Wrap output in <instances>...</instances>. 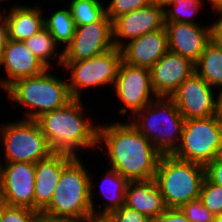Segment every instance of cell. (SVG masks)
<instances>
[{"label":"cell","mask_w":222,"mask_h":222,"mask_svg":"<svg viewBox=\"0 0 222 222\" xmlns=\"http://www.w3.org/2000/svg\"><path fill=\"white\" fill-rule=\"evenodd\" d=\"M117 120L98 124L97 149L109 168L129 181L154 179L162 154L129 120Z\"/></svg>","instance_id":"1"},{"label":"cell","mask_w":222,"mask_h":222,"mask_svg":"<svg viewBox=\"0 0 222 222\" xmlns=\"http://www.w3.org/2000/svg\"><path fill=\"white\" fill-rule=\"evenodd\" d=\"M82 103L83 99L73 98L64 107L35 119L53 152L73 156H80L79 152L84 151L98 152V123Z\"/></svg>","instance_id":"2"},{"label":"cell","mask_w":222,"mask_h":222,"mask_svg":"<svg viewBox=\"0 0 222 222\" xmlns=\"http://www.w3.org/2000/svg\"><path fill=\"white\" fill-rule=\"evenodd\" d=\"M52 68L42 73L15 80L4 93L15 105L23 106L24 119L35 120L41 114L64 107L73 98L68 89L67 76L53 74Z\"/></svg>","instance_id":"3"},{"label":"cell","mask_w":222,"mask_h":222,"mask_svg":"<svg viewBox=\"0 0 222 222\" xmlns=\"http://www.w3.org/2000/svg\"><path fill=\"white\" fill-rule=\"evenodd\" d=\"M80 156H75L62 170L50 204L43 210L48 215L81 222L92 215L90 171Z\"/></svg>","instance_id":"4"},{"label":"cell","mask_w":222,"mask_h":222,"mask_svg":"<svg viewBox=\"0 0 222 222\" xmlns=\"http://www.w3.org/2000/svg\"><path fill=\"white\" fill-rule=\"evenodd\" d=\"M129 121L164 155L178 147L185 119L170 97H157Z\"/></svg>","instance_id":"5"},{"label":"cell","mask_w":222,"mask_h":222,"mask_svg":"<svg viewBox=\"0 0 222 222\" xmlns=\"http://www.w3.org/2000/svg\"><path fill=\"white\" fill-rule=\"evenodd\" d=\"M204 178L205 166L164 154L158 161L154 180L166 207L180 208L199 198Z\"/></svg>","instance_id":"6"},{"label":"cell","mask_w":222,"mask_h":222,"mask_svg":"<svg viewBox=\"0 0 222 222\" xmlns=\"http://www.w3.org/2000/svg\"><path fill=\"white\" fill-rule=\"evenodd\" d=\"M0 148V163H37L54 153L36 120L23 118L0 123Z\"/></svg>","instance_id":"7"},{"label":"cell","mask_w":222,"mask_h":222,"mask_svg":"<svg viewBox=\"0 0 222 222\" xmlns=\"http://www.w3.org/2000/svg\"><path fill=\"white\" fill-rule=\"evenodd\" d=\"M122 51L112 48L109 51L80 61H63L62 69L71 74L67 77L68 89L72 98L82 99L84 90L112 86L116 81Z\"/></svg>","instance_id":"8"},{"label":"cell","mask_w":222,"mask_h":222,"mask_svg":"<svg viewBox=\"0 0 222 222\" xmlns=\"http://www.w3.org/2000/svg\"><path fill=\"white\" fill-rule=\"evenodd\" d=\"M221 139L222 123L216 116L185 119L180 143L172 155L206 166L215 159Z\"/></svg>","instance_id":"9"},{"label":"cell","mask_w":222,"mask_h":222,"mask_svg":"<svg viewBox=\"0 0 222 222\" xmlns=\"http://www.w3.org/2000/svg\"><path fill=\"white\" fill-rule=\"evenodd\" d=\"M112 90L122 105L119 108L120 115H127L128 119L157 98L151 83L150 69L129 65L123 60Z\"/></svg>","instance_id":"10"},{"label":"cell","mask_w":222,"mask_h":222,"mask_svg":"<svg viewBox=\"0 0 222 222\" xmlns=\"http://www.w3.org/2000/svg\"><path fill=\"white\" fill-rule=\"evenodd\" d=\"M35 163H0V202L34 210Z\"/></svg>","instance_id":"11"},{"label":"cell","mask_w":222,"mask_h":222,"mask_svg":"<svg viewBox=\"0 0 222 222\" xmlns=\"http://www.w3.org/2000/svg\"><path fill=\"white\" fill-rule=\"evenodd\" d=\"M112 48V20L105 14L99 21L75 28L71 43L63 51V61L88 59Z\"/></svg>","instance_id":"12"},{"label":"cell","mask_w":222,"mask_h":222,"mask_svg":"<svg viewBox=\"0 0 222 222\" xmlns=\"http://www.w3.org/2000/svg\"><path fill=\"white\" fill-rule=\"evenodd\" d=\"M217 89L195 72L171 95L184 119L207 118L216 115Z\"/></svg>","instance_id":"13"},{"label":"cell","mask_w":222,"mask_h":222,"mask_svg":"<svg viewBox=\"0 0 222 222\" xmlns=\"http://www.w3.org/2000/svg\"><path fill=\"white\" fill-rule=\"evenodd\" d=\"M164 27V8L153 1L112 21L114 47L121 49L129 41Z\"/></svg>","instance_id":"14"},{"label":"cell","mask_w":222,"mask_h":222,"mask_svg":"<svg viewBox=\"0 0 222 222\" xmlns=\"http://www.w3.org/2000/svg\"><path fill=\"white\" fill-rule=\"evenodd\" d=\"M168 51L189 59L194 64L212 40V24L165 22Z\"/></svg>","instance_id":"15"},{"label":"cell","mask_w":222,"mask_h":222,"mask_svg":"<svg viewBox=\"0 0 222 222\" xmlns=\"http://www.w3.org/2000/svg\"><path fill=\"white\" fill-rule=\"evenodd\" d=\"M0 70L4 67L7 76H0V89L5 90L15 80L35 76L47 69L22 41L6 39L1 50Z\"/></svg>","instance_id":"16"},{"label":"cell","mask_w":222,"mask_h":222,"mask_svg":"<svg viewBox=\"0 0 222 222\" xmlns=\"http://www.w3.org/2000/svg\"><path fill=\"white\" fill-rule=\"evenodd\" d=\"M195 72L189 59L167 51L150 68L151 83L157 97H171L177 88Z\"/></svg>","instance_id":"17"},{"label":"cell","mask_w":222,"mask_h":222,"mask_svg":"<svg viewBox=\"0 0 222 222\" xmlns=\"http://www.w3.org/2000/svg\"><path fill=\"white\" fill-rule=\"evenodd\" d=\"M121 51L122 60L127 64L150 69L168 51L166 27L129 41Z\"/></svg>","instance_id":"18"},{"label":"cell","mask_w":222,"mask_h":222,"mask_svg":"<svg viewBox=\"0 0 222 222\" xmlns=\"http://www.w3.org/2000/svg\"><path fill=\"white\" fill-rule=\"evenodd\" d=\"M74 157L67 153L54 152L48 158L35 163V211H43L50 204L63 168Z\"/></svg>","instance_id":"19"},{"label":"cell","mask_w":222,"mask_h":222,"mask_svg":"<svg viewBox=\"0 0 222 222\" xmlns=\"http://www.w3.org/2000/svg\"><path fill=\"white\" fill-rule=\"evenodd\" d=\"M106 169L98 185H96L97 182L94 181L95 173L94 175L92 173L90 174V202L93 215H107L120 209L125 204V194L130 181L116 170L111 168ZM94 183L96 186H94ZM96 187H98L97 189L100 188L97 190L100 196L107 200L103 201L100 206L95 204V199L99 195L97 191L95 192ZM95 195L97 196L95 197Z\"/></svg>","instance_id":"20"},{"label":"cell","mask_w":222,"mask_h":222,"mask_svg":"<svg viewBox=\"0 0 222 222\" xmlns=\"http://www.w3.org/2000/svg\"><path fill=\"white\" fill-rule=\"evenodd\" d=\"M42 4L30 6L20 5L18 2L11 5L2 13L7 26V38L24 42L45 27L44 9ZM7 11V12H6Z\"/></svg>","instance_id":"21"},{"label":"cell","mask_w":222,"mask_h":222,"mask_svg":"<svg viewBox=\"0 0 222 222\" xmlns=\"http://www.w3.org/2000/svg\"><path fill=\"white\" fill-rule=\"evenodd\" d=\"M124 205L145 214L151 221L167 209L154 179L130 181L127 186Z\"/></svg>","instance_id":"22"},{"label":"cell","mask_w":222,"mask_h":222,"mask_svg":"<svg viewBox=\"0 0 222 222\" xmlns=\"http://www.w3.org/2000/svg\"><path fill=\"white\" fill-rule=\"evenodd\" d=\"M195 73L211 87L215 89L222 87V44L212 39L206 45L195 63Z\"/></svg>","instance_id":"23"},{"label":"cell","mask_w":222,"mask_h":222,"mask_svg":"<svg viewBox=\"0 0 222 222\" xmlns=\"http://www.w3.org/2000/svg\"><path fill=\"white\" fill-rule=\"evenodd\" d=\"M24 44L47 68H52L54 71V64H56V67L62 68L63 50H59L61 47L55 42V39L45 27L31 38L25 40Z\"/></svg>","instance_id":"24"},{"label":"cell","mask_w":222,"mask_h":222,"mask_svg":"<svg viewBox=\"0 0 222 222\" xmlns=\"http://www.w3.org/2000/svg\"><path fill=\"white\" fill-rule=\"evenodd\" d=\"M61 8V9H60ZM50 12V15L44 17L45 28L51 33L55 42L61 46V50L71 43L75 33L74 20L68 7L64 6Z\"/></svg>","instance_id":"25"},{"label":"cell","mask_w":222,"mask_h":222,"mask_svg":"<svg viewBox=\"0 0 222 222\" xmlns=\"http://www.w3.org/2000/svg\"><path fill=\"white\" fill-rule=\"evenodd\" d=\"M207 0H173L165 5L164 22H183L190 24H203L198 20L194 21L193 16H197L199 10L202 11L205 5L209 6ZM204 6V7H203ZM197 14V15H196ZM198 21V22H197Z\"/></svg>","instance_id":"26"},{"label":"cell","mask_w":222,"mask_h":222,"mask_svg":"<svg viewBox=\"0 0 222 222\" xmlns=\"http://www.w3.org/2000/svg\"><path fill=\"white\" fill-rule=\"evenodd\" d=\"M103 0H67L66 6L69 8L75 27L99 21L105 14V4Z\"/></svg>","instance_id":"27"},{"label":"cell","mask_w":222,"mask_h":222,"mask_svg":"<svg viewBox=\"0 0 222 222\" xmlns=\"http://www.w3.org/2000/svg\"><path fill=\"white\" fill-rule=\"evenodd\" d=\"M199 198L214 216L222 214V186L212 183L206 176L201 186Z\"/></svg>","instance_id":"28"},{"label":"cell","mask_w":222,"mask_h":222,"mask_svg":"<svg viewBox=\"0 0 222 222\" xmlns=\"http://www.w3.org/2000/svg\"><path fill=\"white\" fill-rule=\"evenodd\" d=\"M37 211L18 206H9L0 202L1 222H35Z\"/></svg>","instance_id":"29"},{"label":"cell","mask_w":222,"mask_h":222,"mask_svg":"<svg viewBox=\"0 0 222 222\" xmlns=\"http://www.w3.org/2000/svg\"><path fill=\"white\" fill-rule=\"evenodd\" d=\"M107 2L106 14L113 21L122 14L148 6L153 0H110Z\"/></svg>","instance_id":"30"},{"label":"cell","mask_w":222,"mask_h":222,"mask_svg":"<svg viewBox=\"0 0 222 222\" xmlns=\"http://www.w3.org/2000/svg\"><path fill=\"white\" fill-rule=\"evenodd\" d=\"M190 222H213L214 215L203 205L200 198L191 200L180 207Z\"/></svg>","instance_id":"31"},{"label":"cell","mask_w":222,"mask_h":222,"mask_svg":"<svg viewBox=\"0 0 222 222\" xmlns=\"http://www.w3.org/2000/svg\"><path fill=\"white\" fill-rule=\"evenodd\" d=\"M106 216L112 222H152L145 214L125 205Z\"/></svg>","instance_id":"32"},{"label":"cell","mask_w":222,"mask_h":222,"mask_svg":"<svg viewBox=\"0 0 222 222\" xmlns=\"http://www.w3.org/2000/svg\"><path fill=\"white\" fill-rule=\"evenodd\" d=\"M152 222H190L180 208H167Z\"/></svg>","instance_id":"33"},{"label":"cell","mask_w":222,"mask_h":222,"mask_svg":"<svg viewBox=\"0 0 222 222\" xmlns=\"http://www.w3.org/2000/svg\"><path fill=\"white\" fill-rule=\"evenodd\" d=\"M205 176L217 185L222 186V161H211L205 166Z\"/></svg>","instance_id":"34"},{"label":"cell","mask_w":222,"mask_h":222,"mask_svg":"<svg viewBox=\"0 0 222 222\" xmlns=\"http://www.w3.org/2000/svg\"><path fill=\"white\" fill-rule=\"evenodd\" d=\"M210 13H213L215 18L217 16V19L212 22V39L222 44V5L210 10Z\"/></svg>","instance_id":"35"},{"label":"cell","mask_w":222,"mask_h":222,"mask_svg":"<svg viewBox=\"0 0 222 222\" xmlns=\"http://www.w3.org/2000/svg\"><path fill=\"white\" fill-rule=\"evenodd\" d=\"M35 222H74V221L64 217L51 216L43 211H37Z\"/></svg>","instance_id":"36"},{"label":"cell","mask_w":222,"mask_h":222,"mask_svg":"<svg viewBox=\"0 0 222 222\" xmlns=\"http://www.w3.org/2000/svg\"><path fill=\"white\" fill-rule=\"evenodd\" d=\"M7 39V26L5 19L0 14V51L3 49L5 41Z\"/></svg>","instance_id":"37"},{"label":"cell","mask_w":222,"mask_h":222,"mask_svg":"<svg viewBox=\"0 0 222 222\" xmlns=\"http://www.w3.org/2000/svg\"><path fill=\"white\" fill-rule=\"evenodd\" d=\"M216 118L222 123V87L217 89Z\"/></svg>","instance_id":"38"},{"label":"cell","mask_w":222,"mask_h":222,"mask_svg":"<svg viewBox=\"0 0 222 222\" xmlns=\"http://www.w3.org/2000/svg\"><path fill=\"white\" fill-rule=\"evenodd\" d=\"M81 222H112L106 215H90Z\"/></svg>","instance_id":"39"},{"label":"cell","mask_w":222,"mask_h":222,"mask_svg":"<svg viewBox=\"0 0 222 222\" xmlns=\"http://www.w3.org/2000/svg\"><path fill=\"white\" fill-rule=\"evenodd\" d=\"M207 3L211 5L209 8L212 10L216 7H219L222 5V0H207Z\"/></svg>","instance_id":"40"},{"label":"cell","mask_w":222,"mask_h":222,"mask_svg":"<svg viewBox=\"0 0 222 222\" xmlns=\"http://www.w3.org/2000/svg\"><path fill=\"white\" fill-rule=\"evenodd\" d=\"M213 161H222V139L220 145L218 146L215 159Z\"/></svg>","instance_id":"41"},{"label":"cell","mask_w":222,"mask_h":222,"mask_svg":"<svg viewBox=\"0 0 222 222\" xmlns=\"http://www.w3.org/2000/svg\"><path fill=\"white\" fill-rule=\"evenodd\" d=\"M157 4H159L161 7H164L168 3H171L173 0H153Z\"/></svg>","instance_id":"42"},{"label":"cell","mask_w":222,"mask_h":222,"mask_svg":"<svg viewBox=\"0 0 222 222\" xmlns=\"http://www.w3.org/2000/svg\"><path fill=\"white\" fill-rule=\"evenodd\" d=\"M213 222H222V214L215 215Z\"/></svg>","instance_id":"43"},{"label":"cell","mask_w":222,"mask_h":222,"mask_svg":"<svg viewBox=\"0 0 222 222\" xmlns=\"http://www.w3.org/2000/svg\"><path fill=\"white\" fill-rule=\"evenodd\" d=\"M2 1H5V0H0V3H1ZM7 1H10V0H6V2H7ZM3 8H5V7H1V5H0V14H2L3 12H5L6 8H5V9H3Z\"/></svg>","instance_id":"44"},{"label":"cell","mask_w":222,"mask_h":222,"mask_svg":"<svg viewBox=\"0 0 222 222\" xmlns=\"http://www.w3.org/2000/svg\"><path fill=\"white\" fill-rule=\"evenodd\" d=\"M51 1L53 2L54 0H51ZM55 1H56L57 3H59V0H58V1L55 0ZM61 1H63V0H60V2H61ZM65 1H66V0H64V2H63V3H64V6H65Z\"/></svg>","instance_id":"45"}]
</instances>
